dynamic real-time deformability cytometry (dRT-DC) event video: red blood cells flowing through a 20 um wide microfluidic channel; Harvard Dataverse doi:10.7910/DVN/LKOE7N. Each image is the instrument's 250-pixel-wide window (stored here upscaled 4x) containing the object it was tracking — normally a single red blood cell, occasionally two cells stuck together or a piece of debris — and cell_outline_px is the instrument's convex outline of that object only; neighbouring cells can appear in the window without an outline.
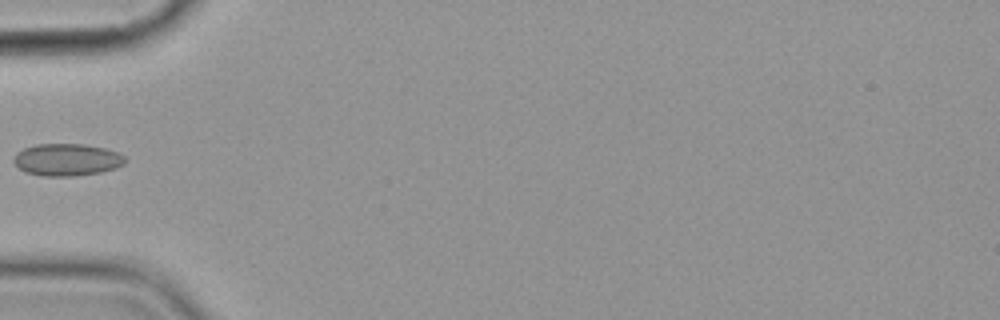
{"species": "common noctule bat (a hibernating species)", "species_latin": "Nyctalus noctula", "temperature_condition": "cold", "stored_images_in_passage": 2, "camera_frame_rate_fps": 3000, "um_per_image_px": 0.085, "animal": {"sex": "female", "body_mass_g": 19.9}, "frame": {"image": 1, "passage_image": 1, "time_ms": 0.0, "image_size_px": [1000, 320], "cell_outline_px": [[128, 160], [124, 164], [116, 168], [100, 172], [72, 176], [44, 176], [24, 172], [12, 160], [16, 152], [24, 148], [36, 144], [84, 144], [104, 148], [116, 152], [124, 156]], "centroid_in_image_um": [5.68, 13.57], "position_along_channel_um": 79.3, "area_um2": 20.92}}
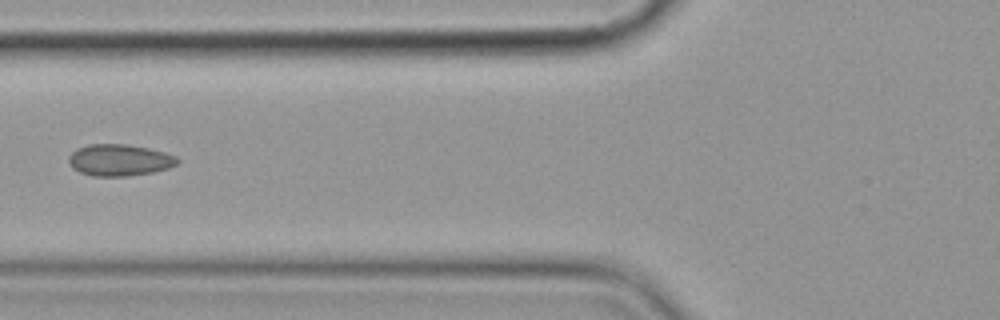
{"frame": {"image": 2, "passage_image": 2, "time_ms": 1.0, "image_size_px": [1000, 320], "cell_outline_px": [[180, 160], [176, 164], [168, 168], [152, 172], [124, 176], [92, 176], [80, 172], [72, 168], [68, 160], [68, 156], [76, 148], [88, 144], [128, 144], [148, 148], [164, 152], [176, 156]], "centroid_in_image_um": [10.12, 13.6], "position_along_channel_um": 115.7, "area_um2": 20.06}}